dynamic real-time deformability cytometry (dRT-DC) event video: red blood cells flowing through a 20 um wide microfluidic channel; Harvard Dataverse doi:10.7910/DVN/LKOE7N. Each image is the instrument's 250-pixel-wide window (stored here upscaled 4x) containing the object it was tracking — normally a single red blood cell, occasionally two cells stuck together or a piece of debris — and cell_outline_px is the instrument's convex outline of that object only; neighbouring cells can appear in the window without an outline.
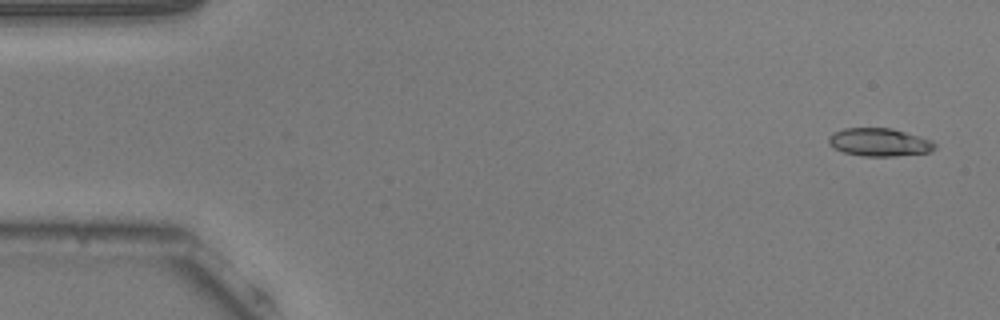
{"species": "common noctule bat (a hibernating species)", "species_latin": "Nyctalus noctula", "temperature_condition": "warm", "stored_images_in_passage": 54, "camera_frame_rate_fps": 3000, "um_per_image_px": 0.085, "animal": {"sex": "male", "body_mass_g": 20.5, "forearm_length_mm": 52.5}, "frame": {"image": 1, "passage_image": 3, "time_ms": 0.667, "image_size_px": [1000, 320], "cell_outline_px": [[936, 148], [928, 152], [896, 156], [864, 156], [844, 152], [832, 148], [828, 144], [828, 136], [832, 132], [844, 128], [892, 128], [920, 136], [932, 140], [936, 144]], "centroid_in_image_um": [74.72, 12.08], "position_along_channel_um": 10.3, "area_um2": 17.51}}
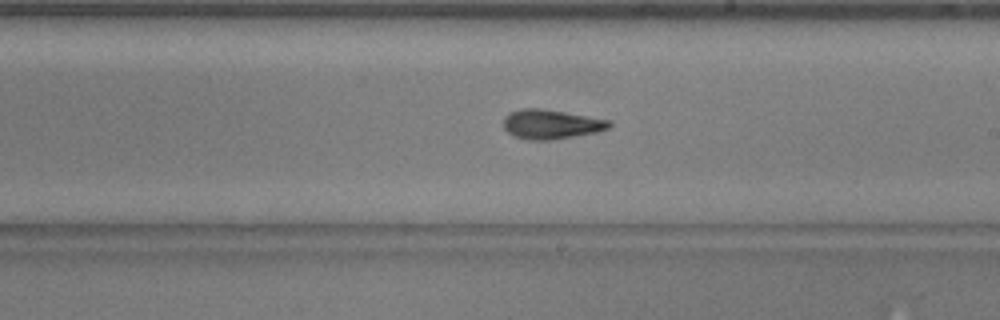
{"frame": {"image": 2, "passage_image": 31, "time_ms": 10.0, "image_size_px": [1000, 320], "cell_outline_px": [[612, 124], [608, 128], [596, 132], [552, 140], [528, 140], [516, 136], [508, 132], [504, 128], [504, 116], [508, 112], [520, 108], [540, 108], [608, 120]], "centroid_in_image_um": [46.78, 10.56], "position_along_channel_um": 242.2, "area_um2": 17.92}}
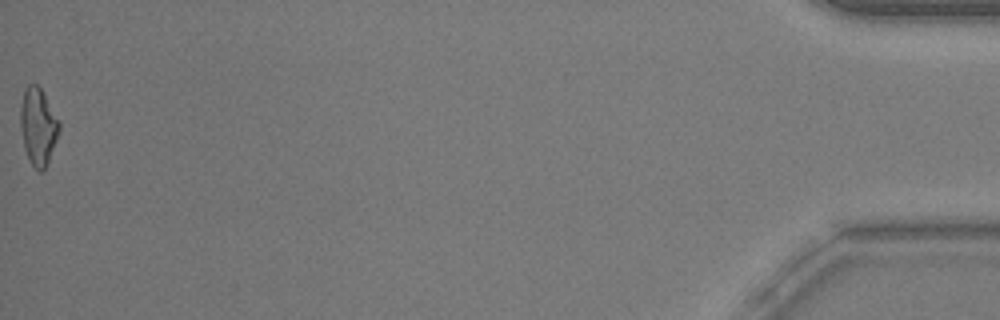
{"frame": {"image": 3, "passage_image": 54, "time_ms": 17.667, "image_size_px": [1000, 320], "cell_outline_px": [[60, 128], [48, 164], [40, 172], [28, 160], [24, 148], [20, 128], [20, 108], [24, 92], [28, 84], [36, 84], [40, 88], [60, 124]], "centroid_in_image_um": [3.22, 10.79], "position_along_channel_um": 432.0, "area_um2": 17.11}, "authors_computed_cell_mechanics": {"area_um2": 17.4556, "velocity_mm_per_s": 3.8206, "shape_relaxation_time_tau1_ms": 9.9472, "shape_relaxation_time_tau2_ms": 3.4242, "deformation_change_tau1": 0.2737, "deformation_change_tau2": 0.1264}}